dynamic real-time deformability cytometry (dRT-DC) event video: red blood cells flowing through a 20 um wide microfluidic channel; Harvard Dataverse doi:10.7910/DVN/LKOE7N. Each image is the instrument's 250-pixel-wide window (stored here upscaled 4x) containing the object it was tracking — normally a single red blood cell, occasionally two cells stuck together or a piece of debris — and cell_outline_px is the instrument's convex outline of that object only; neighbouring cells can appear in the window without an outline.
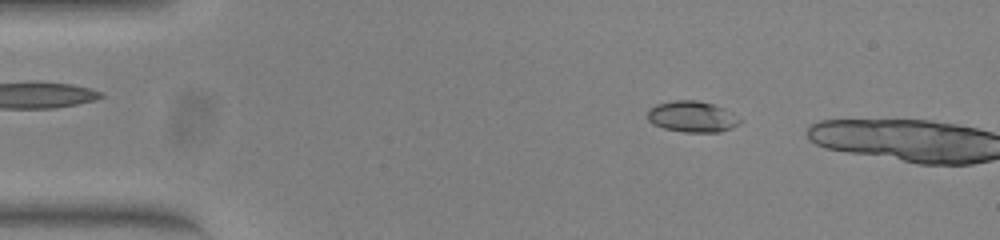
{"species": "common noctule bat (a hibernating species)", "species_latin": "Nyctalus noctula", "temperature_condition": "warm", "stored_images_in_passage": 3, "camera_frame_rate_fps": 3000, "um_per_image_px": 0.085, "animal": {"sex": "female", "body_mass_g": 23.0, "forearm_length_mm": 53.4}, "frame": {"image": 1, "passage_image": 1, "time_ms": 0.0, "image_size_px": [1000, 240], "cell_outline_px": [[740, 124], [732, 128], [720, 132], [684, 132], [664, 128], [652, 124], [648, 120], [648, 108], [656, 104], [672, 100], [696, 100], [712, 104], [724, 108], [732, 112], [740, 120]], "centroid_in_image_um": [58.82, 9.91], "position_along_channel_um": 26.2, "area_um2": 16.82}}